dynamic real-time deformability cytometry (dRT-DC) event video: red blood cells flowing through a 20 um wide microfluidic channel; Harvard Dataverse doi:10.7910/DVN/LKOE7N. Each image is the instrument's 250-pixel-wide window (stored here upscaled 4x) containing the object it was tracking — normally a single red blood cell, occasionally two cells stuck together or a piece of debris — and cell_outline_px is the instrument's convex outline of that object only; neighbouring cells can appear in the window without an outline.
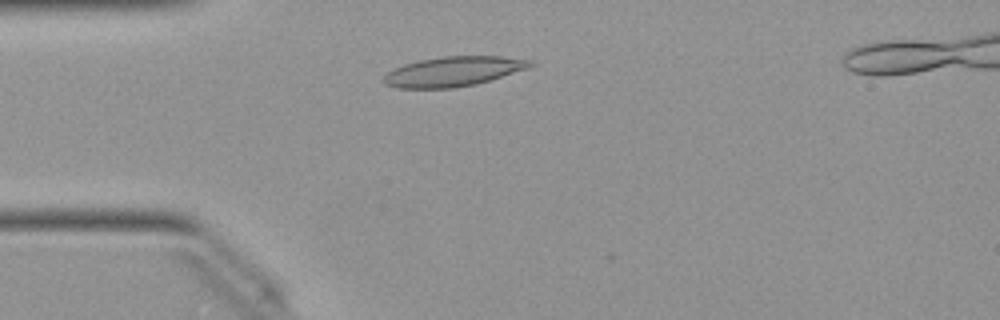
{"species": "Egyptian fruit bat (a non-hibernating species)", "species_latin": "Rousettus aegyptiacus", "temperature_condition": "warm", "stored_images_in_passage": 3, "camera_frame_rate_fps": 3000, "um_per_image_px": 0.085, "animal": {"sex": "female"}, "frame": {"image": 1, "passage_image": 2, "time_ms": 0.333, "image_size_px": [1000, 320], "cell_outline_px": [[536, 64], [528, 68], [476, 84], [452, 88], [396, 88], [384, 84], [384, 76], [388, 72], [404, 64], [420, 60], [444, 56], [500, 56], [532, 60]], "centroid_in_image_um": [38.54, 6.07], "position_along_channel_um": 46.5, "area_um2": 25.26}}